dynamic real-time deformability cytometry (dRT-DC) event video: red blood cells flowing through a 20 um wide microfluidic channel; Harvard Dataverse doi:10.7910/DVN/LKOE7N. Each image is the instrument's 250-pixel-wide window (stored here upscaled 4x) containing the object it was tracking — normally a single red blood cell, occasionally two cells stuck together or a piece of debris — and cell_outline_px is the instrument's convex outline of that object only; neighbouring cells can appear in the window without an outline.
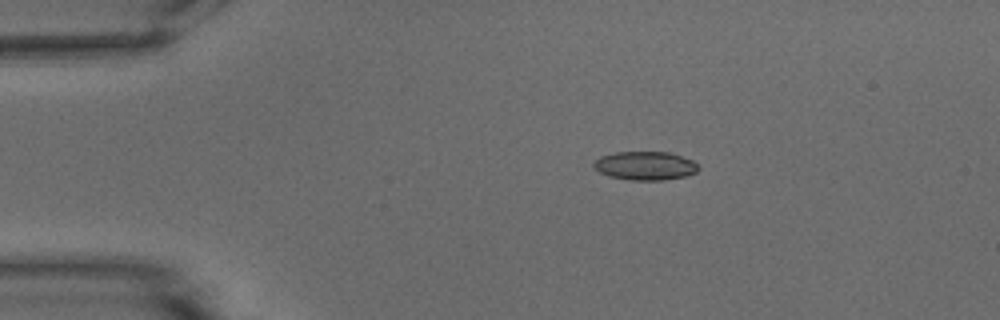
{"species": "common noctule bat (a hibernating species)", "species_latin": "Nyctalus noctula", "temperature_condition": "warm", "stored_images_in_passage": 44, "camera_frame_rate_fps": 3000, "um_per_image_px": 0.085, "animal": {"sex": "male", "body_mass_g": 15.6}, "frame": {"image": 1, "passage_image": 1, "time_ms": 0.0, "image_size_px": [1000, 320], "cell_outline_px": [[700, 168], [696, 172], [684, 176], [664, 180], [632, 180], [608, 176], [592, 168], [592, 164], [600, 156], [616, 152], [668, 152], [692, 160]], "centroid_in_image_um": [54.8, 14.09], "position_along_channel_um": 30.2, "area_um2": 17.4}}
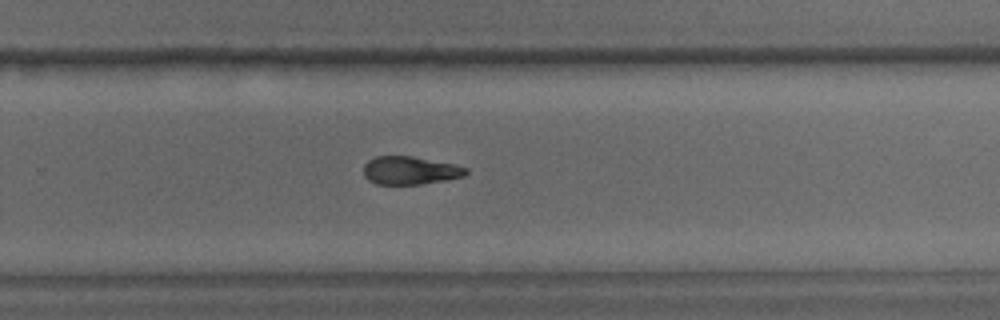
{"frame": {"image": 2, "passage_image": 26, "time_ms": 8.333, "image_size_px": [1000, 320], "cell_outline_px": [[468, 172], [464, 176], [448, 180], [420, 184], [376, 184], [368, 180], [364, 176], [364, 164], [368, 160], [376, 156], [412, 156], [456, 164], [468, 168]], "centroid_in_image_um": [34.88, 14.48], "position_along_channel_um": 294.9, "area_um2": 16.94}}
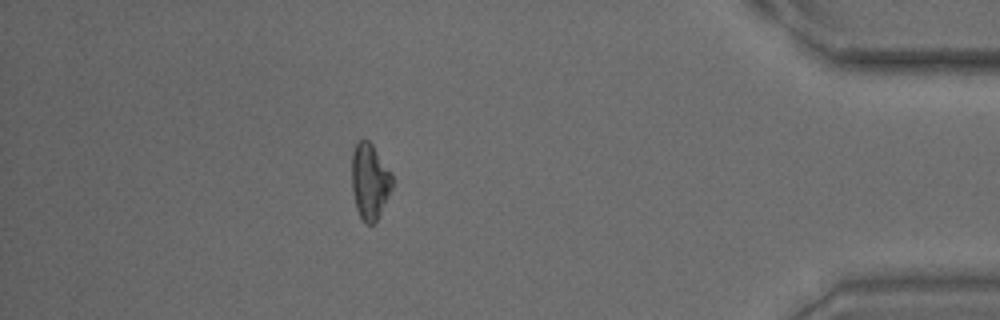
{"frame": {"image": 3, "passage_image": 38, "time_ms": 12.333, "image_size_px": [1000, 320], "cell_outline_px": [[392, 188], [376, 220], [372, 224], [368, 224], [360, 216], [356, 208], [352, 188], [352, 152], [356, 144], [360, 140], [368, 140], [372, 144], [392, 176]], "centroid_in_image_um": [31.41, 15.4], "position_along_channel_um": 403.8, "area_um2": 17.34}, "authors_computed_cell_mechanics": {"area_um2": 17.9758, "velocity_mm_per_s": 3.8051, "shape_relaxation_time_tau1_ms": 6.4472, "shape_relaxation_time_tau2_ms": 7.234, "deformation_change_tau1": 0.1912, "deformation_change_tau2": 0.1723}}